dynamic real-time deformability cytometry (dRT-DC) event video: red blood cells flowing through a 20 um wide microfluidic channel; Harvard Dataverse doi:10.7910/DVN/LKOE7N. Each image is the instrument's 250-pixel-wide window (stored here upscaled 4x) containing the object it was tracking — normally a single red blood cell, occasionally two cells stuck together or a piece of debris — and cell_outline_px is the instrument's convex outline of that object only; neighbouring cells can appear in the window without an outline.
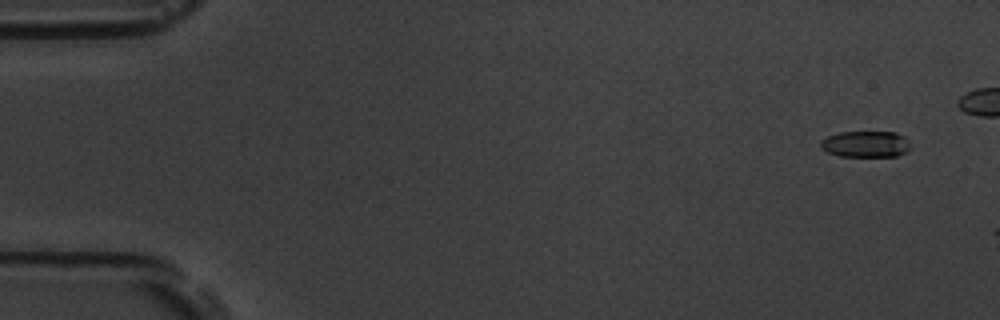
{"species": "common noctule bat (a hibernating species)", "species_latin": "Nyctalus noctula", "temperature_condition": "room temperature", "stored_images_in_passage": 11, "camera_frame_rate_fps": 3000, "um_per_image_px": 0.085, "animal": {"sex": "male", "body_mass_g": 19.5, "forearm_length_mm": 54.6}, "frame": {"image": 1, "passage_image": 4, "time_ms": 1.0, "image_size_px": [1000, 320], "cell_outline_px": [[912, 148], [896, 156], [840, 156], [828, 152], [820, 148], [820, 140], [828, 136], [840, 132], [896, 132], [904, 136], [908, 140]], "centroid_in_image_um": [73.59, 12.24], "position_along_channel_um": 11.4, "area_um2": 13.81}}